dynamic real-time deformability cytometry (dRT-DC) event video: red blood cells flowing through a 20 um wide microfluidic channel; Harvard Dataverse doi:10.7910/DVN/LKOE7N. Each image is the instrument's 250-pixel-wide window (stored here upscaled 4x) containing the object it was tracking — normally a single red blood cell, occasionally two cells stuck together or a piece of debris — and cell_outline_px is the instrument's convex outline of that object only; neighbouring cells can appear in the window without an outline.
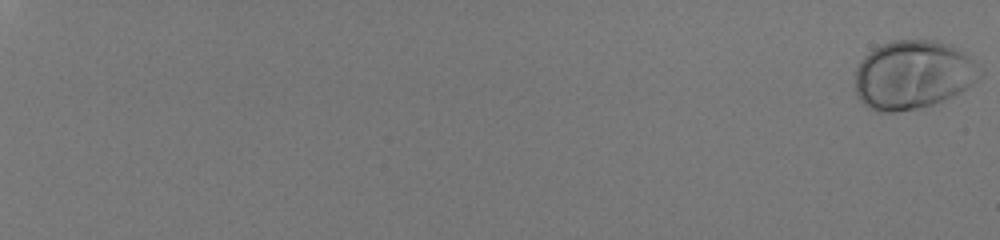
{"species": "human", "species_latin": "Homo sapiens", "temperature_condition": "room temperature", "stored_images_in_passage": 58, "camera_frame_rate_fps": 3000, "um_per_image_px": 0.085, "donor": {"sex": "male"}, "frame": {"image": 1, "passage_image": 1, "time_ms": 0.0, "image_size_px": [1000, 240], "cell_outline_px": [[984, 76], [960, 92], [944, 100], [932, 104], [916, 108], [892, 112], [876, 112], [868, 108], [860, 100], [856, 92], [856, 68], [860, 60], [868, 52], [880, 44], [892, 40], [936, 40], [952, 44], [964, 52], [984, 68]], "centroid_in_image_um": [77.64, 6.33], "position_along_channel_um": 7.4, "area_um2": 50.63}}
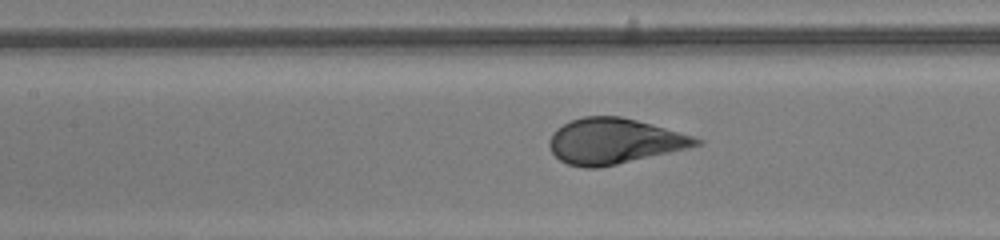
{"frame": {"image": 2, "passage_image": 34, "time_ms": 11.0, "image_size_px": [1000, 240], "cell_outline_px": [[704, 144], [688, 148], [600, 168], [584, 168], [568, 164], [560, 160], [552, 152], [548, 144], [548, 140], [552, 132], [556, 128], [572, 120], [584, 116], [620, 116], [636, 120], [696, 136], [704, 140]], "centroid_in_image_um": [52.22, 12.0], "position_along_channel_um": 155.2, "area_um2": 39.07}}
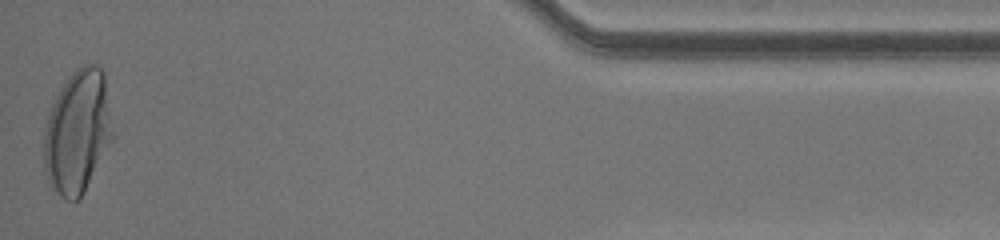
{"frame": {"image": 3, "passage_image": 58, "time_ms": 19.0, "image_size_px": [1000, 240], "cell_outline_px": [[116, 136], [84, 192], [76, 200], [64, 200], [48, 184], [44, 168], [44, 128], [48, 112], [60, 88], [68, 76], [80, 64], [96, 64], [104, 72]], "centroid_in_image_um": [6.62, 11.19], "position_along_channel_um": 428.6, "area_um2": 50.58}, "authors_computed_cell_mechanics": {"area_um2": 42.0495, "velocity_mm_per_s": 4.0605, "shape_relaxation_time_tau1_ms": 2.8167, "shape_relaxation_time_tau2_ms": null, "deformation_change_tau1": 0.1778, "deformation_change_tau2": null}}